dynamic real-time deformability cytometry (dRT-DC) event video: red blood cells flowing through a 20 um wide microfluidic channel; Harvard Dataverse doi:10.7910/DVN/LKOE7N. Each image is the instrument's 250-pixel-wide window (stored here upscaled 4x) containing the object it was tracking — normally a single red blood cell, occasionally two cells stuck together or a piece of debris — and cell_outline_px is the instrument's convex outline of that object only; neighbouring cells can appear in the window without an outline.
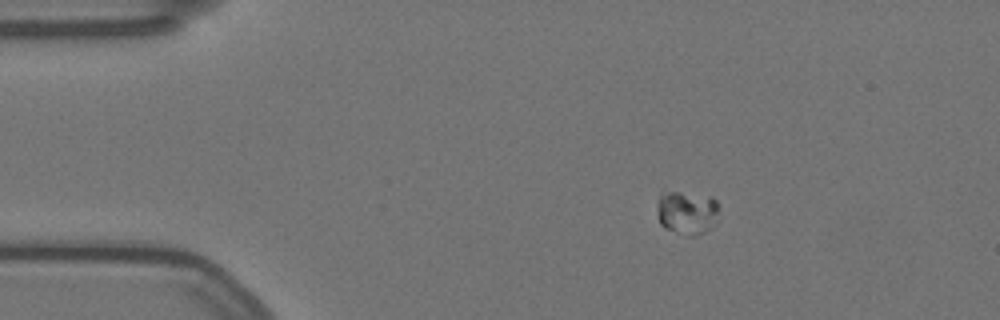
{"species": "Egyptian fruit bat (a non-hibernating species)", "species_latin": "Rousettus aegyptiacus", "temperature_condition": "warm", "stored_images_in_passage": 50, "camera_frame_rate_fps": 3000, "um_per_image_px": 0.085, "animal": {"sex": "female"}, "frame": {"image": 1, "passage_image": 1, "time_ms": 0.0, "image_size_px": [1000, 320], "cell_outline_px": [[716, 224], [704, 232], [692, 236], [688, 236], [664, 228], [660, 224], [660, 192], [680, 192], [712, 196], [716, 200]], "centroid_in_image_um": [58.42, 18.07], "position_along_channel_um": 26.6, "area_um2": 15.32}}
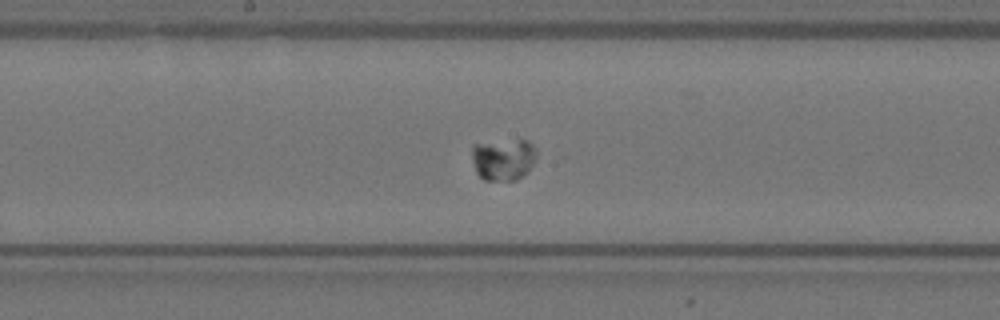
{"frame": {"image": 2, "passage_image": 22, "time_ms": 7.0, "image_size_px": [1000, 320], "cell_outline_px": [[536, 156], [532, 164], [516, 180], [484, 180], [476, 172], [472, 160], [472, 144], [520, 140], [528, 140], [536, 148]], "centroid_in_image_um": [42.75, 13.54], "position_along_channel_um": 205.4, "area_um2": 15.43}}
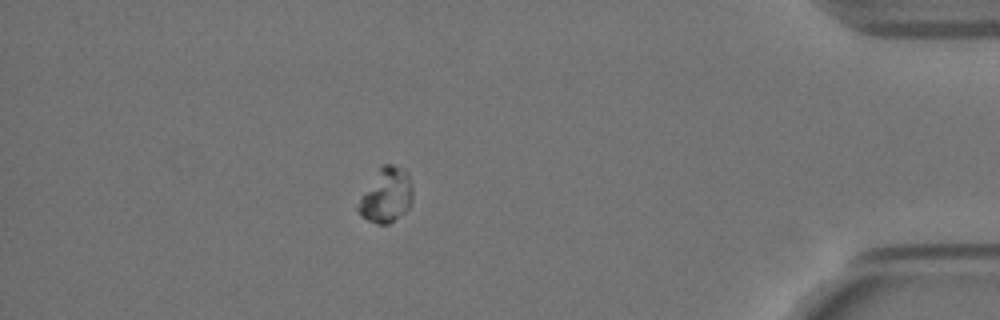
{"frame": {"image": 3, "passage_image": 43, "time_ms": 14.0, "image_size_px": [1000, 320], "cell_outline_px": [[412, 200], [408, 208], [404, 212], [388, 224], [376, 224], [360, 216], [356, 208], [360, 200], [380, 168], [384, 164], [392, 164], [404, 168], [408, 172], [412, 188]], "centroid_in_image_um": [32.86, 16.61], "position_along_channel_um": 402.3, "area_um2": 16.88}}